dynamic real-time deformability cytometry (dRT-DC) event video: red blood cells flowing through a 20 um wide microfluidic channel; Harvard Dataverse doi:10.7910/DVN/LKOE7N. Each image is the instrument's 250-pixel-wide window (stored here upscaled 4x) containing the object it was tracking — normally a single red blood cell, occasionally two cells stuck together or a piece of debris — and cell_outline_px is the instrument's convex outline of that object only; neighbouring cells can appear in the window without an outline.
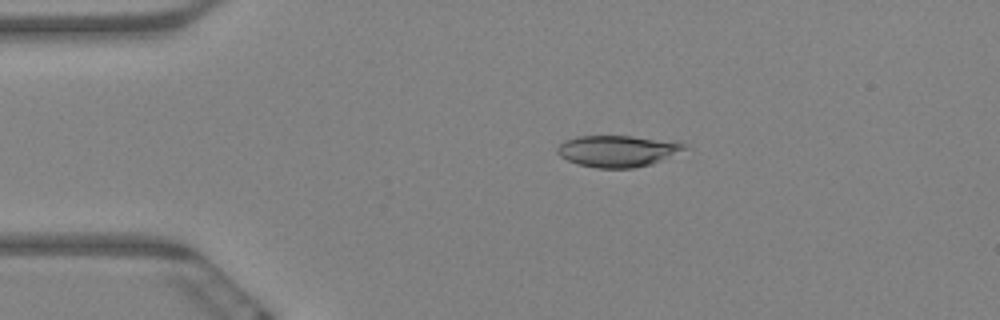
{"species": "Egyptian fruit bat (a non-hibernating species)", "species_latin": "Rousettus aegyptiacus", "temperature_condition": "warm", "stored_images_in_passage": 63, "camera_frame_rate_fps": 3000, "um_per_image_px": 0.085, "animal": {"sex": "female"}, "frame": {"image": 1, "passage_image": 13, "time_ms": 4.0, "image_size_px": [1000, 320], "cell_outline_px": [[692, 148], [652, 164], [632, 168], [596, 168], [580, 164], [568, 160], [560, 156], [556, 152], [556, 148], [564, 140], [576, 136], [632, 136], [676, 140], [688, 144]], "centroid_in_image_um": [52.6, 12.82], "position_along_channel_um": 32.4, "area_um2": 23.87}}
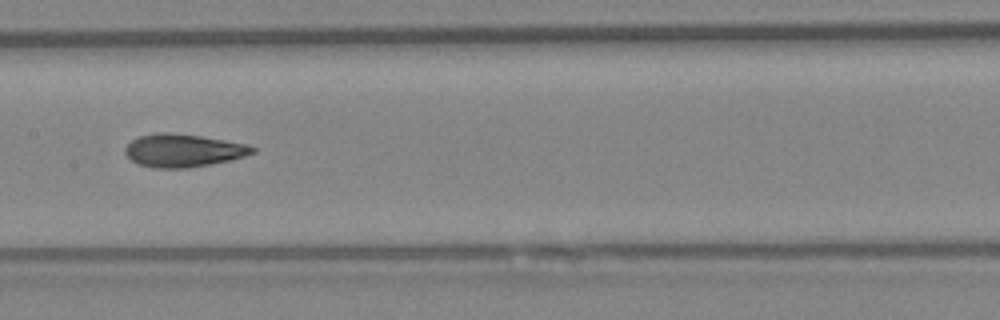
{"frame": {"image": 2, "passage_image": 32, "time_ms": 10.333, "image_size_px": [1000, 320], "cell_outline_px": [[256, 152], [232, 160], [188, 168], [152, 168], [140, 164], [132, 160], [124, 152], [124, 148], [132, 140], [140, 136], [160, 132], [168, 132], [200, 136], [244, 144], [256, 148]], "centroid_in_image_um": [15.56, 12.8], "position_along_channel_um": 191.8, "area_um2": 24.22}}
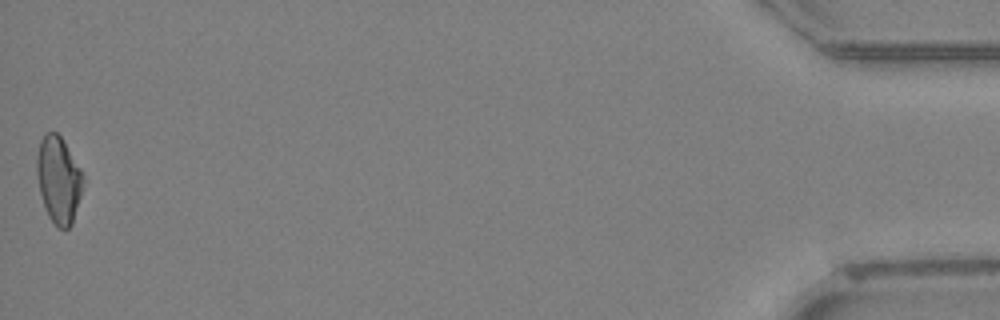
{"frame": {"image": 3, "passage_image": 63, "time_ms": 20.667, "image_size_px": [1000, 320], "cell_outline_px": [[84, 180], [80, 196], [72, 224], [68, 228], [60, 228], [48, 216], [40, 192], [36, 172], [36, 156], [40, 140], [44, 132], [56, 132], [60, 136], [80, 168], [84, 176]], "centroid_in_image_um": [4.96, 15.24], "position_along_channel_um": 430.2, "area_um2": 23.12}, "authors_computed_cell_mechanics": {"area_um2": 23.8714, "velocity_mm_per_s": 3.2509, "shape_relaxation_time_tau1_ms": 9.6081, "shape_relaxation_time_tau2_ms": 3.4468, "deformation_change_tau1": 0.2133, "deformation_change_tau2": 0.1107}}